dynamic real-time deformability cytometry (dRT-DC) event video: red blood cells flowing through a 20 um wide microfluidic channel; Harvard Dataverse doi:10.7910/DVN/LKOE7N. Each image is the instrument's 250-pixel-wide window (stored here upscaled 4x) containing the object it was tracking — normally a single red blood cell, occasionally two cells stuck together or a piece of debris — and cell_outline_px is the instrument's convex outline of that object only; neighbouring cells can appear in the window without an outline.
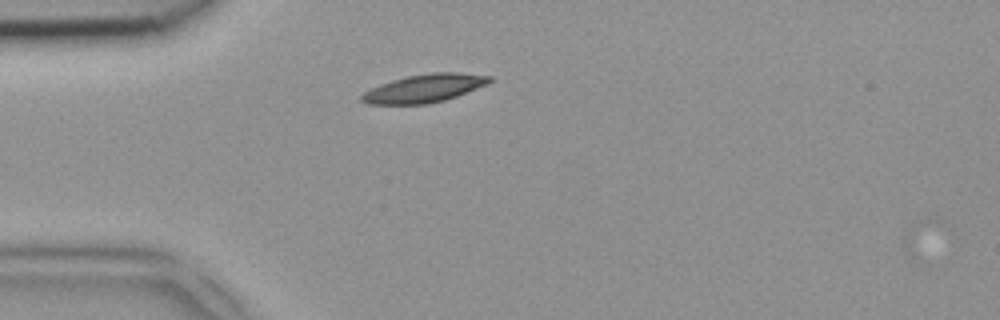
{"species": "common noctule bat (a hibernating species)", "species_latin": "Nyctalus noctula", "temperature_condition": "room temperature", "stored_images_in_passage": 3, "camera_frame_rate_fps": 3000, "um_per_image_px": 0.085, "animal": {"sex": "female", "body_mass_g": 18.4}, "frame": {"image": 1, "passage_image": 1, "time_ms": 0.0, "image_size_px": [1000, 320], "cell_outline_px": [[492, 80], [488, 84], [456, 96], [444, 100], [428, 104], [368, 104], [360, 100], [360, 96], [364, 92], [380, 84], [392, 80], [408, 76], [432, 72], [460, 72], [492, 76]], "centroid_in_image_um": [36.08, 7.5], "position_along_channel_um": 48.9, "area_um2": 20.92}}